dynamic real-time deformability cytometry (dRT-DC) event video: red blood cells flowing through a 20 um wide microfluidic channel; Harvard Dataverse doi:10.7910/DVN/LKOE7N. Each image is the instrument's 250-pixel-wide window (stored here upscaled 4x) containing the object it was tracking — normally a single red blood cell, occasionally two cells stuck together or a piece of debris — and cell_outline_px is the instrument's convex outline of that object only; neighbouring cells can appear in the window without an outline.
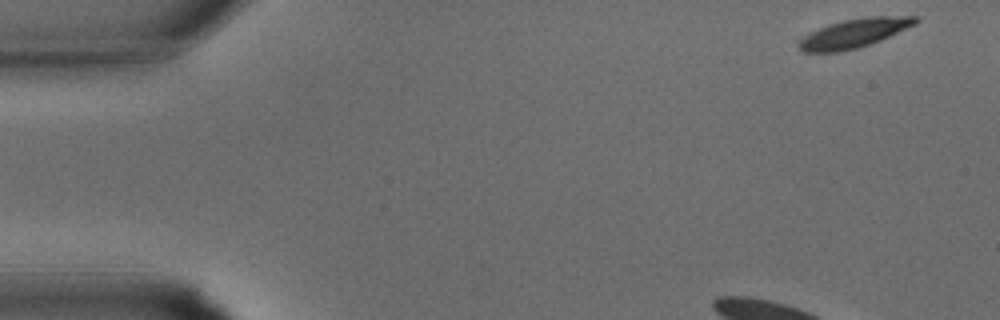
{"species": "common noctule bat (a hibernating species)", "species_latin": "Nyctalus noctula", "temperature_condition": "warm", "stored_images_in_passage": 26, "camera_frame_rate_fps": 3000, "um_per_image_px": 0.085, "animal": {"sex": "male", "body_mass_g": 15.6}, "frame": {"image": 1, "passage_image": 1, "time_ms": 0.0, "image_size_px": [1000, 320], "cell_outline_px": [[920, 20], [916, 24], [880, 40], [856, 48], [840, 52], [804, 52], [796, 44], [796, 40], [800, 36], [808, 32], [828, 24], [844, 20], [872, 16], [920, 16]], "centroid_in_image_um": [72.54, 2.82], "position_along_channel_um": 12.5, "area_um2": 19.83}}